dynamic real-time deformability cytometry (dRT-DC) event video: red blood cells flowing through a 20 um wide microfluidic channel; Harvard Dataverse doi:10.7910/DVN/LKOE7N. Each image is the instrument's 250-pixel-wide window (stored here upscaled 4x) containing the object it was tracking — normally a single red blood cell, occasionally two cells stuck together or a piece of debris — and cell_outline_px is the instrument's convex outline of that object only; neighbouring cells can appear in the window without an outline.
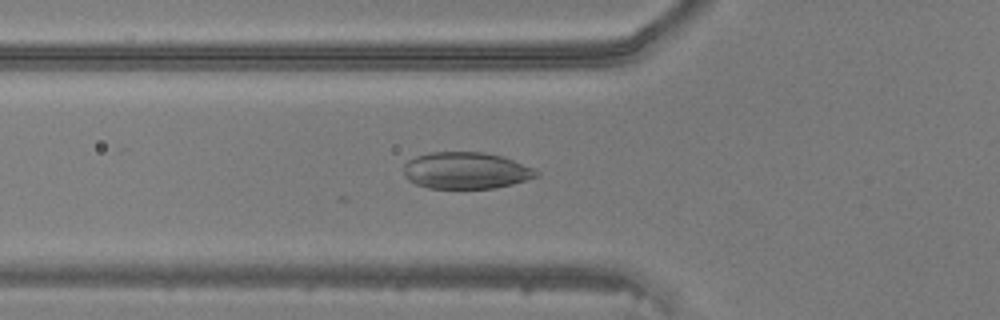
{"species": "common noctule bat (a hibernating species)", "species_latin": "Nyctalus noctula", "temperature_condition": "warm", "stored_images_in_passage": 49, "camera_frame_rate_fps": 3000, "um_per_image_px": 0.085, "animal": {"sex": "male", "body_mass_g": 20.5, "forearm_length_mm": 52.5}, "frame": {"image": 1, "passage_image": 17, "time_ms": 5.333, "image_size_px": [1000, 320], "cell_outline_px": [[540, 176], [512, 184], [496, 188], [428, 188], [416, 184], [408, 180], [404, 176], [404, 164], [408, 160], [416, 156], [428, 152], [484, 152], [504, 156], [536, 168], [540, 172]], "centroid_in_image_um": [39.64, 14.49], "position_along_channel_um": 86.2, "area_um2": 28.78}}
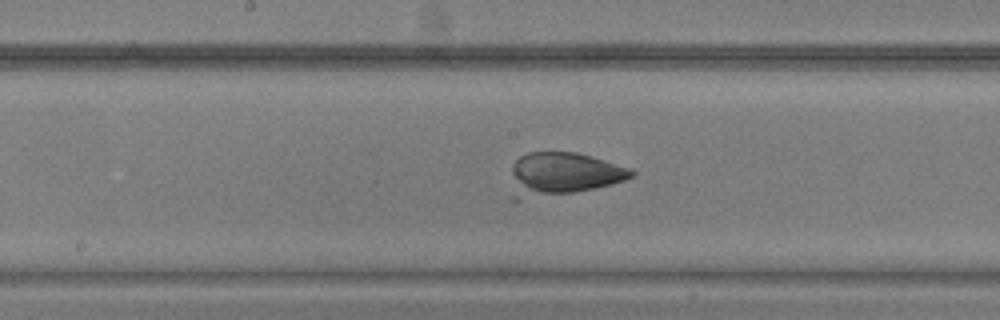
{"frame": {"image": 2, "passage_image": 25, "time_ms": 8.0, "image_size_px": [1000, 320], "cell_outline_px": [[636, 172], [632, 176], [624, 180], [612, 184], [572, 192], [520, 200], [512, 200], [512, 164], [520, 156], [528, 152], [576, 152], [592, 156], [632, 168]], "centroid_in_image_um": [47.82, 14.78], "position_along_channel_um": 200.4, "area_um2": 30.23}}
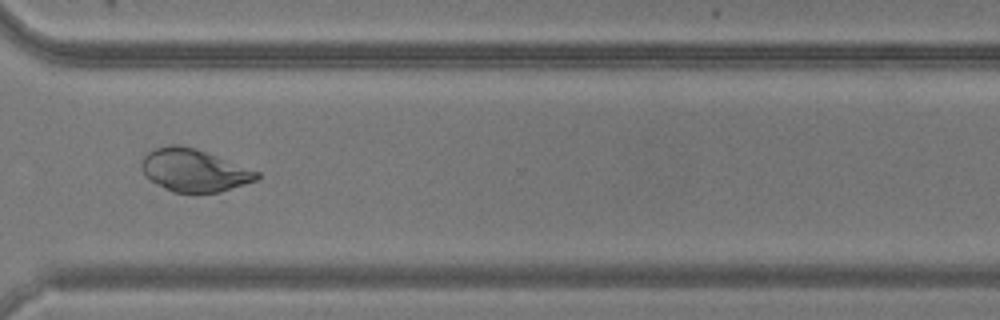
{"frame": {"image": 3, "passage_image": 36, "time_ms": 11.667, "image_size_px": [1000, 320], "cell_outline_px": [[260, 176], [256, 180], [220, 192], [172, 192], [164, 188], [152, 180], [140, 168], [140, 160], [148, 152], [156, 148], [168, 144], [180, 144], [196, 148], [260, 172]], "centroid_in_image_um": [16.48, 14.46], "position_along_channel_um": 354.1, "area_um2": 28.44}}